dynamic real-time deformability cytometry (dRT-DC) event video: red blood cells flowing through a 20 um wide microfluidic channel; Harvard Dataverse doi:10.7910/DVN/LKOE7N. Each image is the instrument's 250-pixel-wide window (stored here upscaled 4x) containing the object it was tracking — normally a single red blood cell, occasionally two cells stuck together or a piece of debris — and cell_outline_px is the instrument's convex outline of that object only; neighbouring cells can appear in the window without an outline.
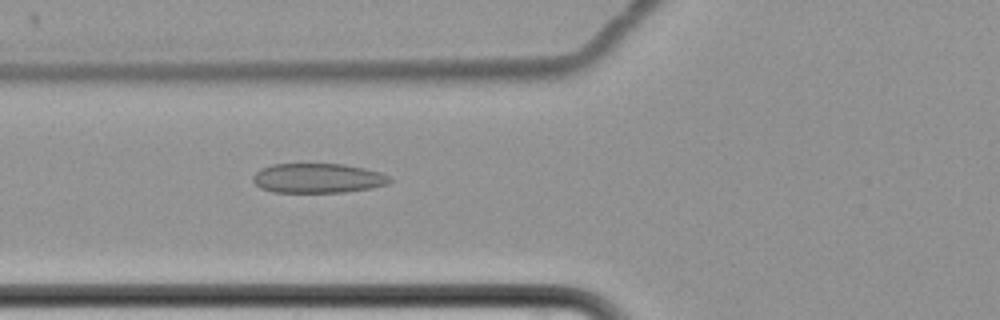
{"species": "common noctule bat (a hibernating species)", "species_latin": "Nyctalus noctula", "temperature_condition": "cold", "stored_images_in_passage": 3, "camera_frame_rate_fps": 3000, "um_per_image_px": 0.085, "animal": {"sex": "female", "body_mass_g": 22.7, "forearm_length_mm": 54.2}, "frame": {"image": 1, "passage_image": 3, "time_ms": 3.0, "image_size_px": [1000, 320], "cell_outline_px": [[392, 180], [388, 184], [372, 188], [344, 192], [272, 192], [260, 188], [252, 180], [252, 176], [260, 168], [272, 164], [344, 164], [364, 168], [380, 172], [392, 176]], "centroid_in_image_um": [27.03, 15.14], "position_along_channel_um": 98.8, "area_um2": 23.81}}